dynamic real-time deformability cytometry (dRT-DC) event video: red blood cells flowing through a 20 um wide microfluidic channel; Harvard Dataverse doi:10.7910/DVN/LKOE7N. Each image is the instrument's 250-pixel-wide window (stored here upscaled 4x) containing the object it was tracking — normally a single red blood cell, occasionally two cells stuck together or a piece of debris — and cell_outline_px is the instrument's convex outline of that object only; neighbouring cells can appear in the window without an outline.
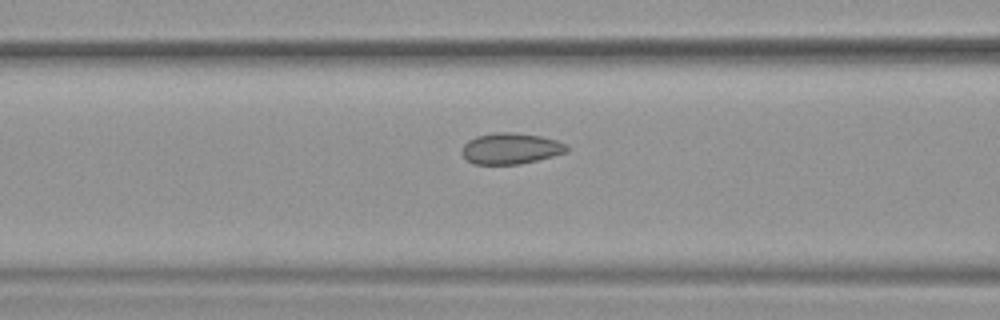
{"species": "common noctule bat (a hibernating species)", "species_latin": "Nyctalus noctula", "temperature_condition": "warm", "stored_images_in_passage": 16, "camera_frame_rate_fps": 3000, "um_per_image_px": 0.085, "animal": {"sex": "female", "body_mass_g": 19.9}, "frame": {"image": 1, "passage_image": 14, "time_ms": 4.333, "image_size_px": [1000, 320], "cell_outline_px": [[568, 152], [520, 164], [472, 164], [460, 152], [460, 148], [468, 140], [476, 136], [496, 132], [512, 132], [540, 136], [556, 140], [568, 144]], "centroid_in_image_um": [43.39, 12.62], "position_along_channel_um": 123.2, "area_um2": 19.07}}